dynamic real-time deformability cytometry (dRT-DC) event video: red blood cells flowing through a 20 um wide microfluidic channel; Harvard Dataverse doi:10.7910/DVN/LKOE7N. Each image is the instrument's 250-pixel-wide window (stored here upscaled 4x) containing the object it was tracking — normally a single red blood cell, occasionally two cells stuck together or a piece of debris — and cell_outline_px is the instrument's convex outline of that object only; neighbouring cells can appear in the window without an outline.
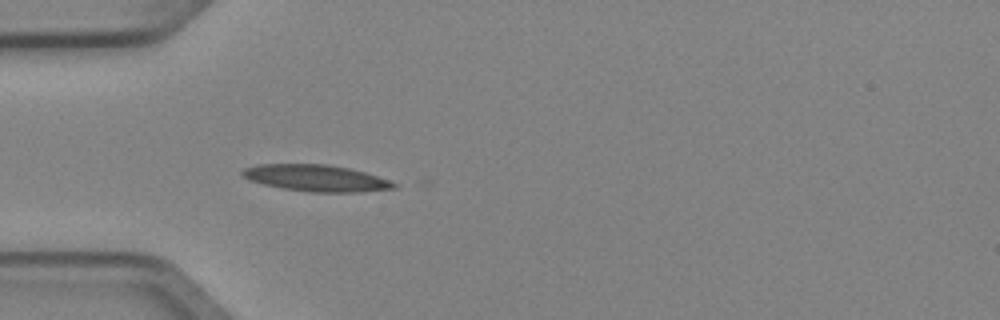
{"species": "Egyptian fruit bat (a non-hibernating species)", "species_latin": "Rousettus aegyptiacus", "temperature_condition": "cold", "stored_images_in_passage": 4, "camera_frame_rate_fps": 3000, "um_per_image_px": 0.085, "animal": {"sex": "female"}, "frame": {"image": 1, "passage_image": 4, "time_ms": 1.0, "image_size_px": [1000, 320], "cell_outline_px": [[396, 188], [360, 192], [308, 192], [284, 188], [264, 184], [248, 180], [240, 172], [244, 168], [260, 164], [328, 164], [348, 168], [364, 172], [388, 180], [396, 184]], "centroid_in_image_um": [26.85, 15.13], "position_along_channel_um": 58.2, "area_um2": 23.24}}